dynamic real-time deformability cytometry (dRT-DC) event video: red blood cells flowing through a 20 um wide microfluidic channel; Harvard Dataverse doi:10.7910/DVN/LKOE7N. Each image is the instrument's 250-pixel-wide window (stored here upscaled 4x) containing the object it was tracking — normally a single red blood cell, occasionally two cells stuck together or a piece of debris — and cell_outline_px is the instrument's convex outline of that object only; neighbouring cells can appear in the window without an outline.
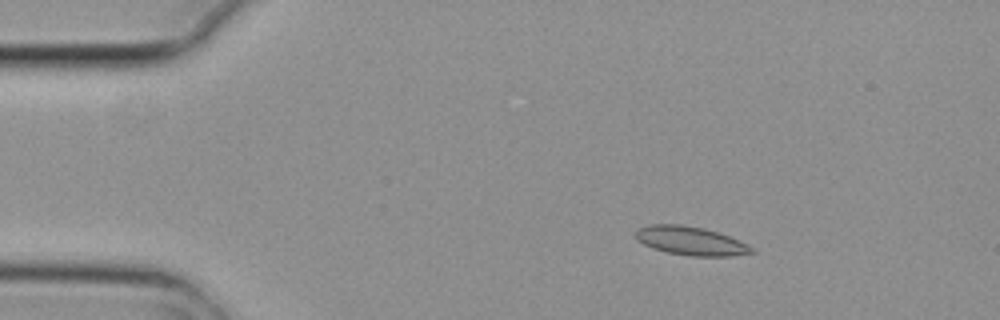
{"species": "common noctule bat (a hibernating species)", "species_latin": "Nyctalus noctula", "temperature_condition": "cold", "stored_images_in_passage": 5, "camera_frame_rate_fps": 3000, "um_per_image_px": 0.085, "animal": {"sex": "female", "body_mass_g": 29.2, "forearm_length_mm": 56.3}, "frame": {"image": 1, "passage_image": 3, "time_ms": 0.667, "image_size_px": [1000, 320], "cell_outline_px": [[756, 252], [732, 256], [688, 256], [668, 252], [652, 248], [636, 240], [636, 228], [648, 224], [680, 224], [704, 228], [728, 236], [748, 244], [756, 248]], "centroid_in_image_um": [58.71, 20.47], "position_along_channel_um": 26.3, "area_um2": 19.54}}